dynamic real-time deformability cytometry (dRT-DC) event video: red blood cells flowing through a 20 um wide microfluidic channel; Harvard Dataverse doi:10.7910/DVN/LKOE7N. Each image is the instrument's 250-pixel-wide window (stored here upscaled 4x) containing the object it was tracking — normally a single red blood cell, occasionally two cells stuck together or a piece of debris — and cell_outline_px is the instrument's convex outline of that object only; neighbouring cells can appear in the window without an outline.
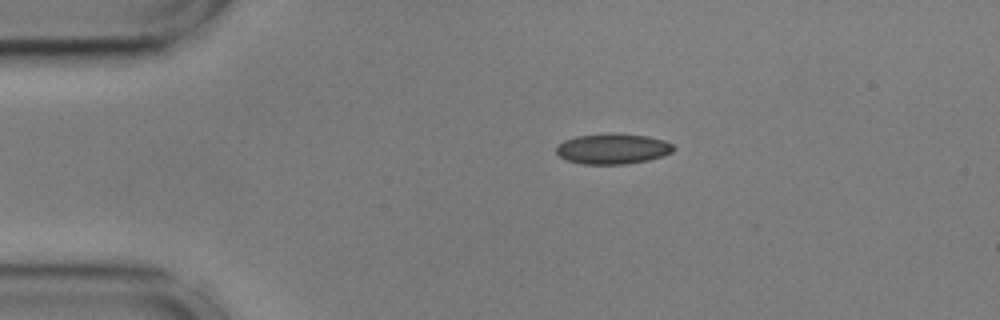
{"species": "common noctule bat (a hibernating species)", "species_latin": "Nyctalus noctula", "temperature_condition": "cold", "stored_images_in_passage": 30, "camera_frame_rate_fps": 3000, "um_per_image_px": 0.085, "animal": {"sex": "male", "body_mass_g": 17.9, "forearm_length_mm": 54.2}, "frame": {"image": 1, "passage_image": 1, "time_ms": 0.0, "image_size_px": [1000, 320], "cell_outline_px": [[676, 148], [672, 152], [664, 156], [648, 160], [628, 164], [584, 164], [568, 160], [560, 156], [556, 152], [556, 148], [564, 140], [576, 136], [612, 132], [648, 136], [664, 140], [672, 144]], "centroid_in_image_um": [52.12, 12.63], "position_along_channel_um": 32.9, "area_um2": 20.98}}
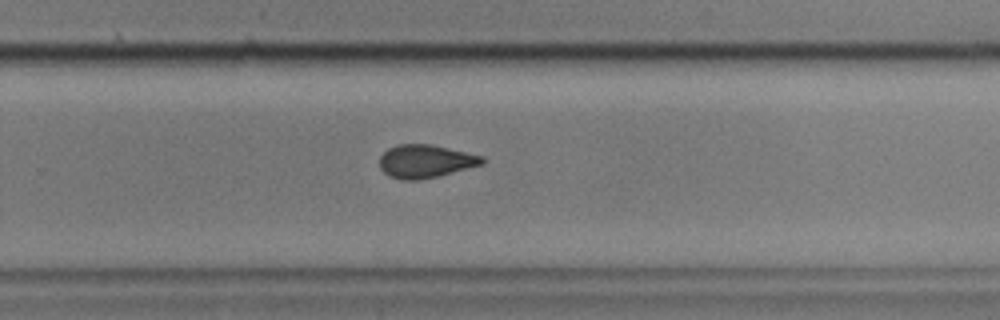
{"frame": {"image": 2, "passage_image": 26, "time_ms": 8.333, "image_size_px": [1000, 320], "cell_outline_px": [[484, 164], [420, 180], [400, 180], [388, 176], [380, 168], [380, 156], [388, 148], [400, 144], [432, 144], [484, 156]], "centroid_in_image_um": [36.15, 13.7], "position_along_channel_um": 293.6, "area_um2": 19.83}}
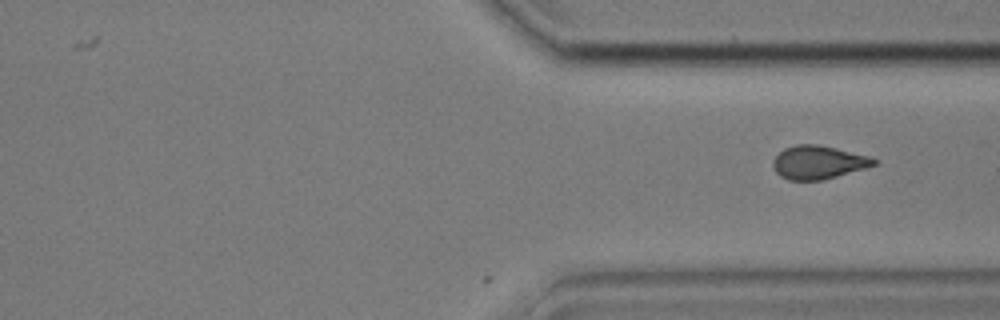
{"frame": {"image": 3, "passage_image": 30, "time_ms": 9.667, "image_size_px": [1000, 320], "cell_outline_px": [[880, 160], [876, 164], [868, 168], [820, 180], [788, 180], [780, 176], [776, 172], [772, 164], [772, 160], [784, 148], [796, 144], [816, 144], [836, 148], [868, 156]], "centroid_in_image_um": [69.56, 13.8], "position_along_channel_um": 341.8, "area_um2": 19.65}}